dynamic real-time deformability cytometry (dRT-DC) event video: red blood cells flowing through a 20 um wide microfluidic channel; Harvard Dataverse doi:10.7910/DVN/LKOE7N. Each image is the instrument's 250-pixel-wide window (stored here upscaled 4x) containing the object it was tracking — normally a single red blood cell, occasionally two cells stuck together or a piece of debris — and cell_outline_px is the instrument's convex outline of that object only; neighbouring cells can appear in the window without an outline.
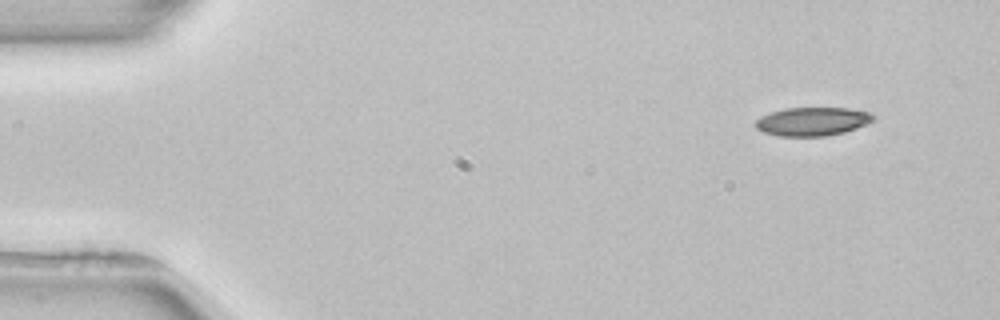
{"species": "common noctule bat (a hibernating species)", "species_latin": "Nyctalus noctula", "temperature_condition": "room temperature", "stored_images_in_passage": 5, "segment_of_instrument_passage": [1, 2], "camera_frame_rate_fps": 3000, "um_per_image_px": 0.085, "animal": {"sex": "female", "body_mass_g": 22.7, "forearm_length_mm": 54.2}, "frame": {"image": 1, "passage_image": 1, "time_ms": 0.0, "image_size_px": [1000, 320], "cell_outline_px": [[876, 116], [868, 124], [844, 132], [824, 136], [780, 136], [764, 132], [756, 128], [756, 120], [760, 116], [784, 108], [848, 108], [868, 112]], "centroid_in_image_um": [69.06, 10.32], "position_along_channel_um": 15.9, "area_um2": 19.48}}